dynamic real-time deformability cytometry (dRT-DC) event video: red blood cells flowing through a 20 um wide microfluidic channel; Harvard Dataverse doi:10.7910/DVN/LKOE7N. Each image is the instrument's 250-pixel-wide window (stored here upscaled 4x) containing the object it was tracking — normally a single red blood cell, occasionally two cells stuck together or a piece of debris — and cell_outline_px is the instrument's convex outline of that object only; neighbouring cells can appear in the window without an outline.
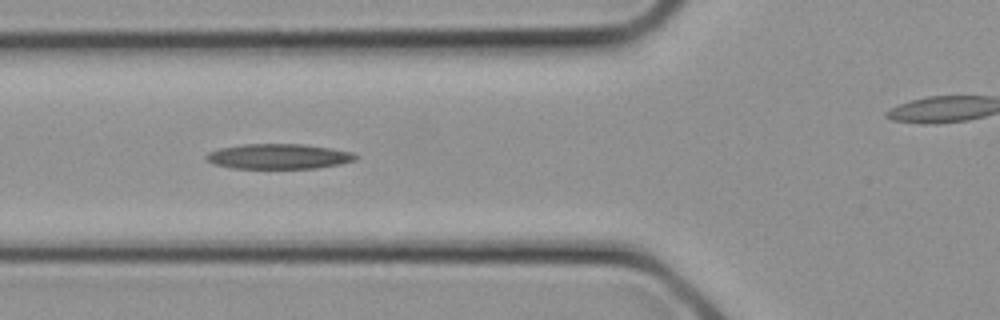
{"species": "common noctule bat (a hibernating species)", "species_latin": "Nyctalus noctula", "temperature_condition": "cold", "stored_images_in_passage": 28, "camera_frame_rate_fps": 3000, "um_per_image_px": 0.085, "animal": {"sex": "female", "body_mass_g": 21.9}, "frame": {"image": 1, "passage_image": 10, "time_ms": 3.0, "image_size_px": [1000, 320], "cell_outline_px": [[360, 156], [356, 160], [340, 164], [316, 168], [232, 168], [212, 164], [204, 156], [208, 152], [220, 148], [244, 144], [304, 144], [352, 152]], "centroid_in_image_um": [23.68, 13.29], "position_along_channel_um": 102.1, "area_um2": 21.85}}
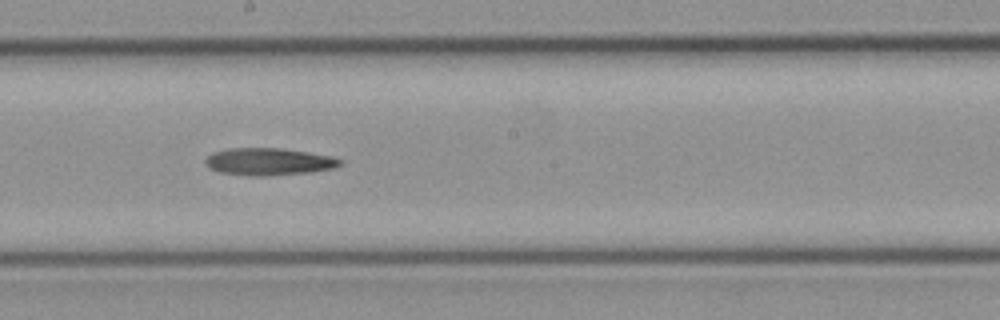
{"frame": {"image": 2, "passage_image": 15, "time_ms": 4.667, "image_size_px": [1000, 320], "cell_outline_px": [[344, 164], [336, 168], [312, 172], [264, 176], [252, 176], [220, 172], [208, 168], [204, 164], [204, 160], [212, 152], [228, 148], [280, 148], [308, 152], [332, 156], [344, 160]], "centroid_in_image_um": [22.87, 13.74], "position_along_channel_um": 225.3, "area_um2": 21.73}}
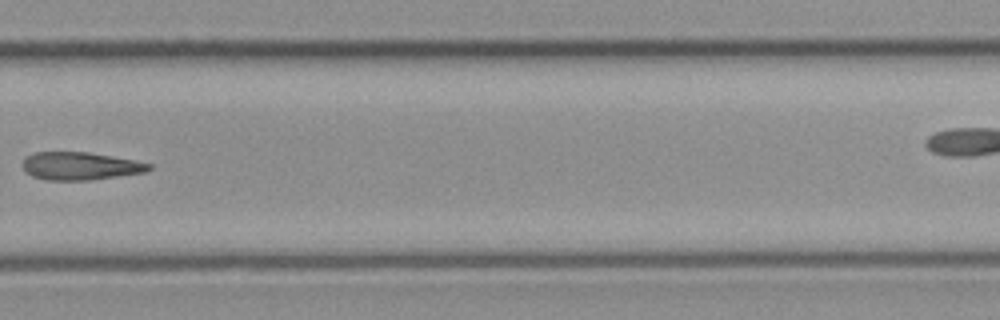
{"frame": {"image": 3, "passage_image": 19, "time_ms": 6.0, "image_size_px": [1000, 320], "cell_outline_px": [[152, 168], [144, 172], [92, 180], [44, 180], [32, 176], [24, 172], [24, 156], [32, 152], [88, 152], [136, 160], [152, 164]], "centroid_in_image_um": [6.8, 14.11], "position_along_channel_um": 323.0, "area_um2": 20.63}}